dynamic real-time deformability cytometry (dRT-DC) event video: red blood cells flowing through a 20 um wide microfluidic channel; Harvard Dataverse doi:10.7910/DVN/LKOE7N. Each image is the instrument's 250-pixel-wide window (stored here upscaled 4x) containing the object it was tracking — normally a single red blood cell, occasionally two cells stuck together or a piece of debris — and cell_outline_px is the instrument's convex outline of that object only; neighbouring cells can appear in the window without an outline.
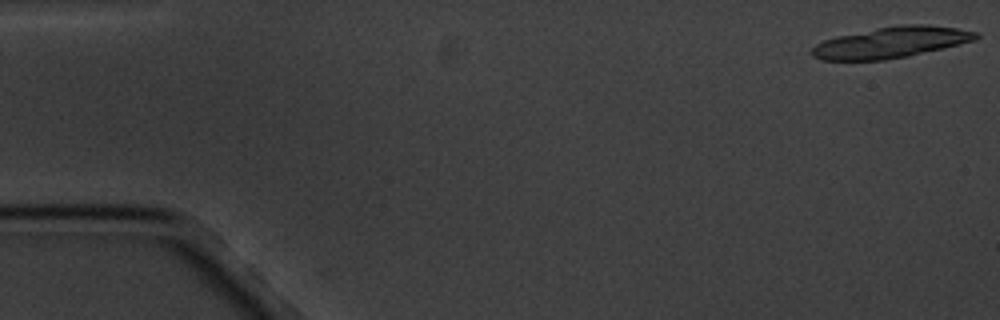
{"species": "common noctule bat (a hibernating species)", "species_latin": "Nyctalus noctula", "temperature_condition": "cold", "stored_images_in_passage": 13, "segment_of_instrument_passage": [1, 2], "camera_frame_rate_fps": 3000, "um_per_image_px": 0.085, "animal": {"sex": "male", "body_mass_g": 20.1, "forearm_length_mm": 53.5}, "frame": {"image": 1, "passage_image": 1, "time_ms": 0.0, "image_size_px": [1000, 320], "cell_outline_px": [[980, 36], [976, 40], [908, 56], [884, 60], [820, 60], [812, 56], [812, 48], [816, 44], [824, 40], [836, 36], [876, 28], [900, 24], [928, 24], [956, 28], [980, 32]], "centroid_in_image_um": [75.76, 3.6], "position_along_channel_um": 9.2, "area_um2": 29.71}}